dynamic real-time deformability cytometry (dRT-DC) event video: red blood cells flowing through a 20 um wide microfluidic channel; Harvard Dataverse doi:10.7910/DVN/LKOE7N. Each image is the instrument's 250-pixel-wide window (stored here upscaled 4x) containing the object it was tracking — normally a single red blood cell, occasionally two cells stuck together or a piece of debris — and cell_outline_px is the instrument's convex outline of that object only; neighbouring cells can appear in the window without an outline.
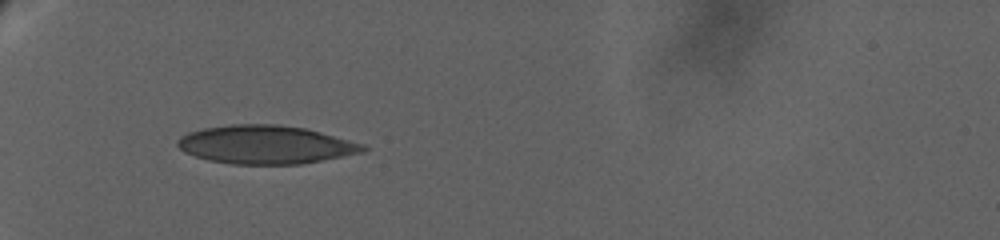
{"species": "human", "species_latin": "Homo sapiens", "temperature_condition": "warm", "stored_images_in_passage": 79, "camera_frame_rate_fps": 3000, "um_per_image_px": 0.085, "donor": {"sex": "female"}, "frame": {"image": 1, "passage_image": 1, "time_ms": 0.0, "image_size_px": [1000, 240], "cell_outline_px": [[368, 148], [364, 152], [300, 164], [232, 164], [208, 160], [184, 152], [176, 144], [176, 140], [180, 136], [188, 132], [204, 128], [232, 124], [280, 124], [304, 128], [320, 132], [364, 144]], "centroid_in_image_um": [22.55, 12.29], "position_along_channel_um": 62.4, "area_um2": 41.44}}
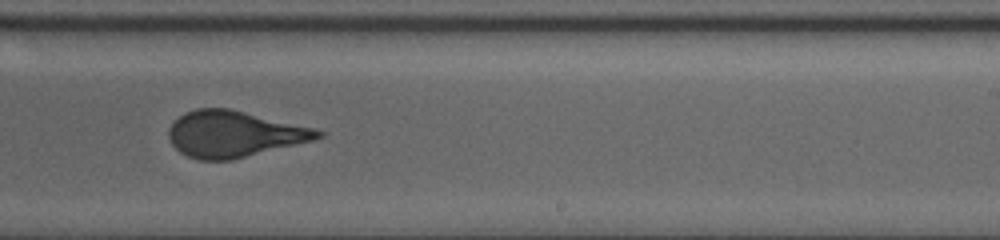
{"frame": {"image": 2, "passage_image": 43, "time_ms": 8.0, "image_size_px": [1000, 240], "cell_outline_px": [[324, 136], [312, 140], [232, 160], [200, 160], [188, 156], [180, 152], [172, 144], [168, 136], [168, 128], [184, 112], [196, 108], [228, 108], [312, 128], [324, 132]], "centroid_in_image_um": [19.84, 11.39], "position_along_channel_um": 269.2, "area_um2": 39.59}}
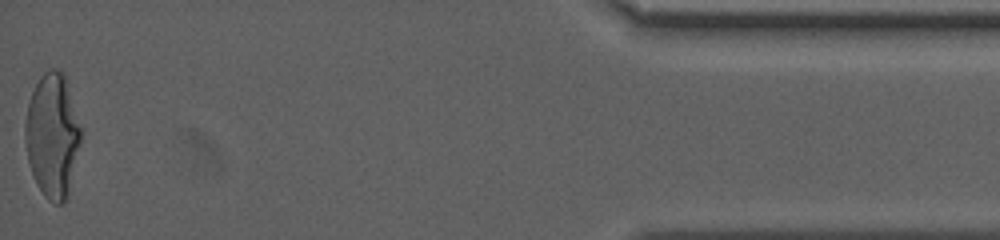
{"frame": {"image": 3, "passage_image": 78, "time_ms": 16.0, "image_size_px": [1000, 240], "cell_outline_px": [[80, 140], [68, 200], [60, 204], [56, 204], [48, 200], [44, 196], [36, 184], [28, 160], [24, 136], [24, 120], [28, 104], [32, 92], [40, 76], [48, 68], [60, 68], [64, 72], [80, 128]], "centroid_in_image_um": [4.43, 11.52], "position_along_channel_um": 430.8, "area_um2": 40.34}, "authors_computed_cell_mechanics": {"area_um2": 40.4022, "velocity_mm_per_s": 2.8332, "shape_relaxation_time_tau1_ms": 8.076, "shape_relaxation_time_tau2_ms": null, "deformation_change_tau1": 0.2296, "deformation_change_tau2": null}}